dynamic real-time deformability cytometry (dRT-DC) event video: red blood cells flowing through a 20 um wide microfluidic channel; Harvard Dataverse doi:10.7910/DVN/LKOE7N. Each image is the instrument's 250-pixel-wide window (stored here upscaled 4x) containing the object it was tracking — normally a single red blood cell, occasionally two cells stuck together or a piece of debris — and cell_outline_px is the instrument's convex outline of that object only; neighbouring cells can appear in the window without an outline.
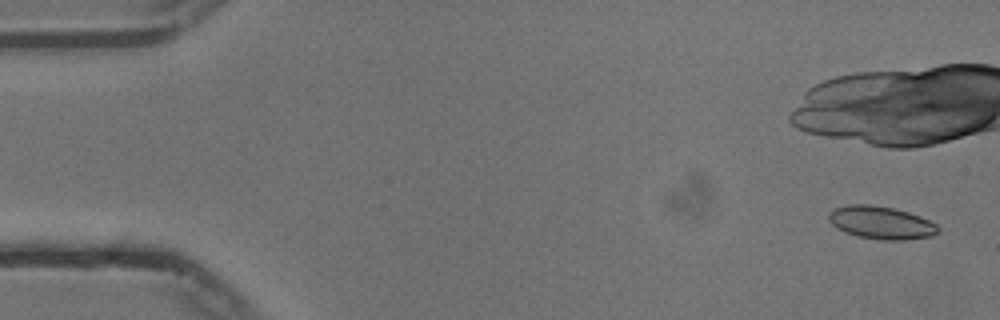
{"species": "common noctule bat (a hibernating species)", "species_latin": "Nyctalus noctula", "temperature_condition": "cold", "stored_images_in_passage": 15, "camera_frame_rate_fps": 3000, "um_per_image_px": 0.085, "animal": {"sex": "male", "body_mass_g": 13.3}, "frame": {"image": 1, "passage_image": 3, "time_ms": 0.667, "image_size_px": [1000, 320], "cell_outline_px": [[940, 228], [932, 236], [904, 240], [880, 240], [856, 236], [844, 232], [836, 228], [828, 220], [828, 212], [832, 208], [848, 204], [872, 204], [892, 208], [908, 212], [920, 216], [936, 224]], "centroid_in_image_um": [74.83, 18.92], "position_along_channel_um": 10.2, "area_um2": 21.15}}